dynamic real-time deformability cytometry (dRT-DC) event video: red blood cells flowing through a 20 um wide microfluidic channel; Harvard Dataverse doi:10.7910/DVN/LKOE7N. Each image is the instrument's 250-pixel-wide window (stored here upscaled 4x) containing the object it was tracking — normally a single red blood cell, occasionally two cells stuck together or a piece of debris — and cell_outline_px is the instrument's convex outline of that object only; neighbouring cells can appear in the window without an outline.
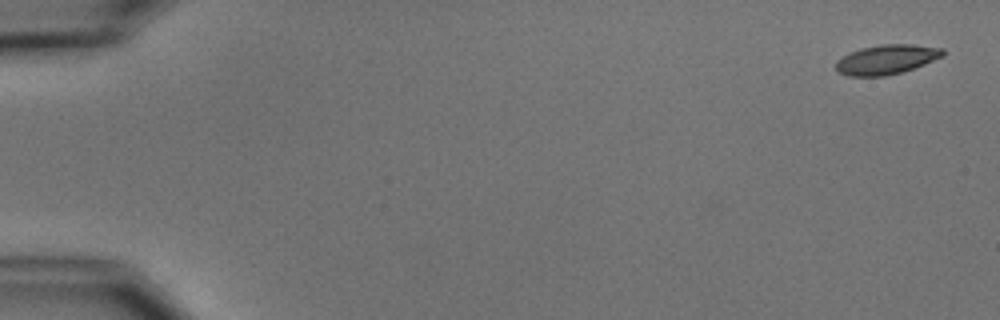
{"species": "common noctule bat (a hibernating species)", "species_latin": "Nyctalus noctula", "temperature_condition": "cold", "stored_images_in_passage": 7, "camera_frame_rate_fps": 3000, "um_per_image_px": 0.085, "animal": {"sex": "male", "body_mass_g": 15.6}, "frame": {"image": 1, "passage_image": 1, "time_ms": 0.0, "image_size_px": [1000, 320], "cell_outline_px": [[944, 56], [924, 64], [900, 72], [884, 76], [848, 76], [840, 72], [836, 68], [836, 60], [848, 52], [860, 48], [880, 44], [912, 44], [944, 48]], "centroid_in_image_um": [75.34, 5.04], "position_along_channel_um": 9.7, "area_um2": 18.44}}
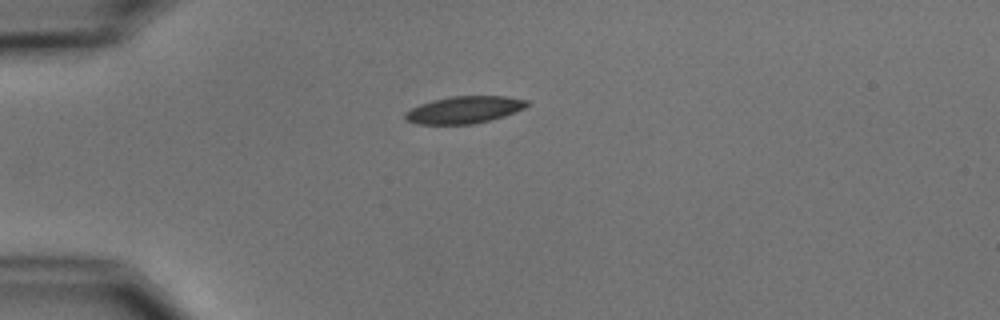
{"frame": {"image": 2, "passage_image": 4, "time_ms": 4.333, "image_size_px": [1000, 320], "cell_outline_px": [[528, 104], [524, 108], [504, 116], [472, 124], [416, 124], [404, 120], [404, 112], [420, 104], [432, 100], [452, 96], [508, 96], [528, 100]], "centroid_in_image_um": [39.42, 9.33], "position_along_channel_um": 45.6, "area_um2": 19.25}}